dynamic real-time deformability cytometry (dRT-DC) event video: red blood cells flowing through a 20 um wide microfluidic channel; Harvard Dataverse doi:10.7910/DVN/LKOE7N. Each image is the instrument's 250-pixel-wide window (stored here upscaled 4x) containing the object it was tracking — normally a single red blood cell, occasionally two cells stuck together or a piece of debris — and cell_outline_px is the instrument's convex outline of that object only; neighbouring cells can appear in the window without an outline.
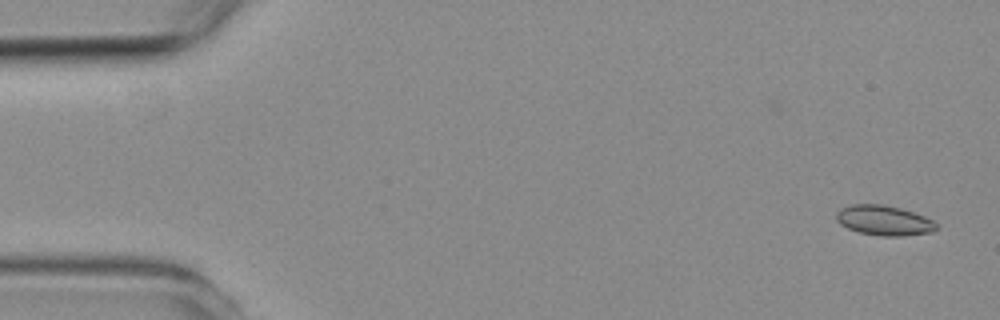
{"species": "common noctule bat (a hibernating species)", "species_latin": "Nyctalus noctula", "temperature_condition": "room temperature", "stored_images_in_passage": 6, "camera_frame_rate_fps": 3000, "um_per_image_px": 0.085, "animal": {"sex": "female", "body_mass_g": 19.3, "forearm_length_mm": 54.1}, "frame": {"image": 1, "passage_image": 1, "time_ms": 0.0, "image_size_px": [1000, 320], "cell_outline_px": [[936, 228], [932, 232], [904, 236], [880, 236], [860, 232], [848, 228], [840, 224], [836, 220], [836, 212], [840, 208], [852, 204], [884, 204], [900, 208], [924, 216], [932, 220], [936, 224]], "centroid_in_image_um": [75.11, 18.73], "position_along_channel_um": 9.9, "area_um2": 17.46}}
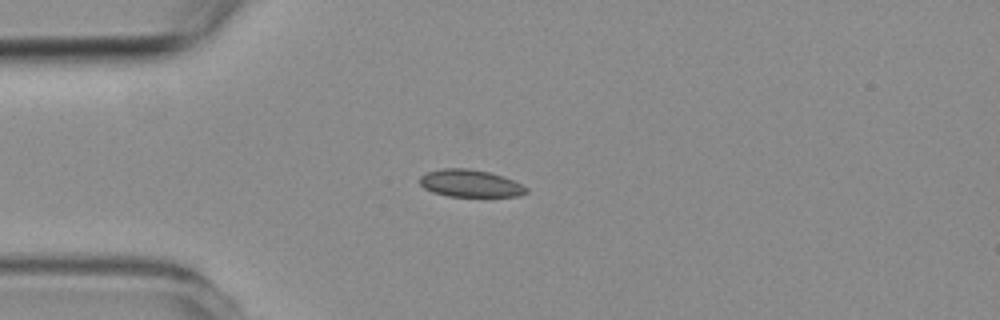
{"frame": {"image": 2, "passage_image": 4, "time_ms": 3.667, "image_size_px": [1000, 320], "cell_outline_px": [[528, 192], [520, 196], [448, 196], [432, 192], [424, 188], [420, 184], [420, 176], [428, 172], [440, 168], [468, 168], [488, 172], [512, 180], [528, 188]], "centroid_in_image_um": [39.94, 15.59], "position_along_channel_um": 45.1, "area_um2": 16.82}}
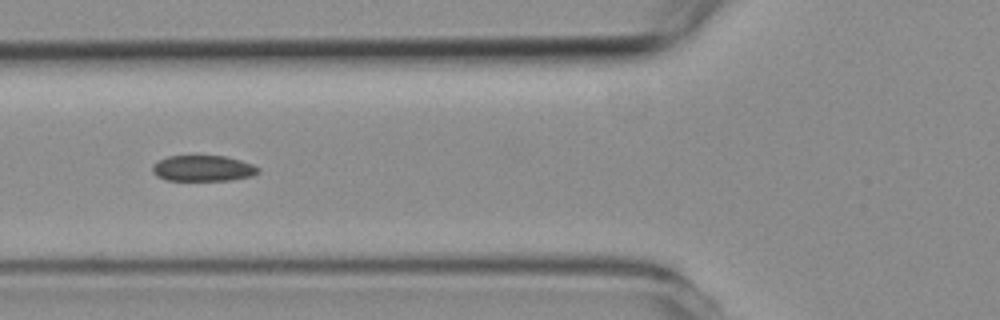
{"frame": {"image": 3, "passage_image": 6, "time_ms": 5.667, "image_size_px": [1000, 320], "cell_outline_px": [[260, 172], [252, 176], [232, 180], [164, 180], [156, 176], [152, 172], [152, 164], [168, 156], [224, 156], [240, 160], [252, 164], [260, 168]], "centroid_in_image_um": [17.25, 14.31], "position_along_channel_um": 108.5, "area_um2": 16.01}}